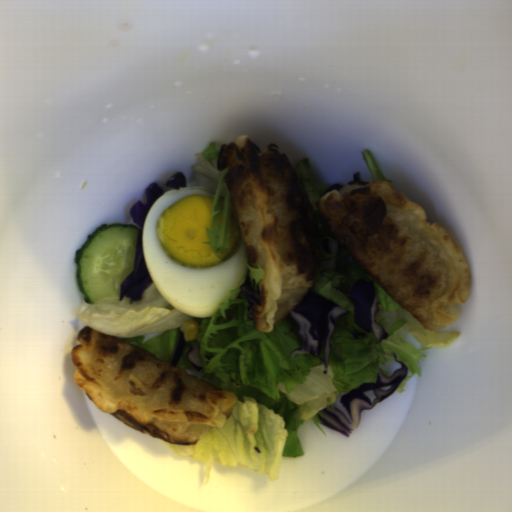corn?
Wrapping results in <instances>:
<instances>
[{
	"instance_id": "1",
	"label": "corn",
	"mask_w": 512,
	"mask_h": 512,
	"mask_svg": "<svg viewBox=\"0 0 512 512\" xmlns=\"http://www.w3.org/2000/svg\"><path fill=\"white\" fill-rule=\"evenodd\" d=\"M199 323L193 320L182 322L179 330L183 333L184 341H194L197 339Z\"/></svg>"
}]
</instances>
